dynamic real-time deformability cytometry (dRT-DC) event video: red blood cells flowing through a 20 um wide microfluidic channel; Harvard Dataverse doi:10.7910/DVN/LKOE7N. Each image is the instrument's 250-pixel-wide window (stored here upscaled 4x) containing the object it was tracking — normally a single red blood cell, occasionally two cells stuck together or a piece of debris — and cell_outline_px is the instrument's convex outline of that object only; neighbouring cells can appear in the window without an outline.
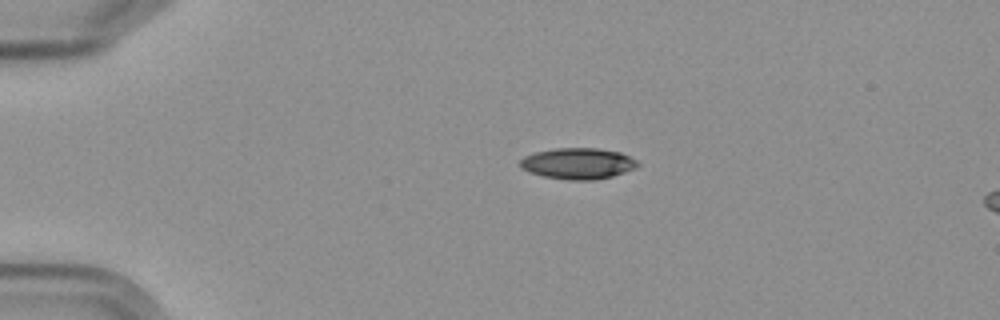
{"species": "Egyptian fruit bat (a non-hibernating species)", "species_latin": "Rousettus aegyptiacus", "temperature_condition": "cold", "stored_images_in_passage": 2, "camera_frame_rate_fps": 3000, "um_per_image_px": 0.085, "frame": {"image": 1, "passage_image": 1, "time_ms": 0.0, "image_size_px": [1000, 320], "cell_outline_px": [[640, 164], [636, 168], [612, 176], [592, 180], [568, 180], [544, 176], [528, 172], [520, 168], [520, 160], [524, 156], [536, 152], [556, 148], [596, 148], [620, 152], [636, 160]], "centroid_in_image_um": [49.11, 13.9], "position_along_channel_um": 35.9, "area_um2": 21.27}}